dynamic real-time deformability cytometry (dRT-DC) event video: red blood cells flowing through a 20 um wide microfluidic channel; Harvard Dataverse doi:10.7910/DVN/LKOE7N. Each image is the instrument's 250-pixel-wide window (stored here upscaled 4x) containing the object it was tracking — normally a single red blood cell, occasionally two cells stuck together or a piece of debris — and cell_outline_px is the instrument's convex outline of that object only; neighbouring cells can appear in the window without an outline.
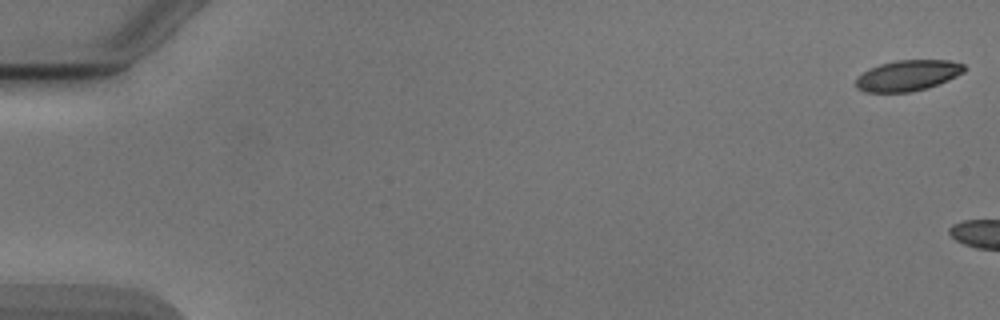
{"species": "Egyptian fruit bat (a non-hibernating species)", "species_latin": "Rousettus aegyptiacus", "temperature_condition": "cold", "stored_images_in_passage": 15, "camera_frame_rate_fps": 3000, "um_per_image_px": 0.085, "animal": {"sex": "male"}, "frame": {"image": 1, "passage_image": 1, "time_ms": 0.0, "image_size_px": [1000, 320], "cell_outline_px": [[964, 72], [948, 80], [928, 88], [912, 92], [864, 92], [856, 88], [856, 76], [868, 68], [880, 64], [896, 60], [948, 60], [964, 64]], "centroid_in_image_um": [77.12, 6.42], "position_along_channel_um": 7.9, "area_um2": 19.59}}